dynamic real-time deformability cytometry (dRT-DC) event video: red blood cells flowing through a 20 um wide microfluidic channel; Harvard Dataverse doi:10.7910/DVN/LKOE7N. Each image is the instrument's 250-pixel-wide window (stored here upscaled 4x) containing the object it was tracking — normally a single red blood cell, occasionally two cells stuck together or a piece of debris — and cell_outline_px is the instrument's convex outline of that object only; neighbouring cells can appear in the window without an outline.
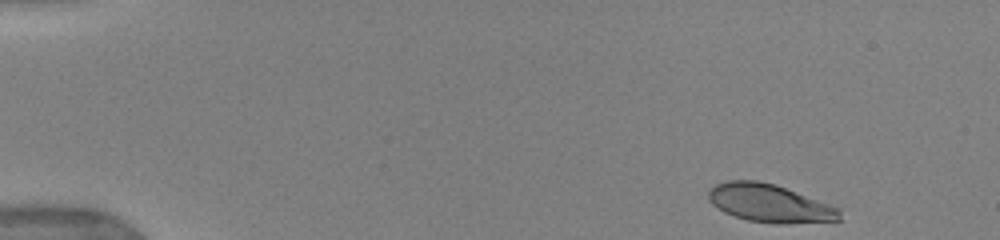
{"species": "human", "species_latin": "Homo sapiens", "temperature_condition": "warm", "stored_images_in_passage": 12, "camera_frame_rate_fps": 3000, "um_per_image_px": 0.085, "donor": {"sex": "female"}, "frame": {"image": 1, "passage_image": 1, "time_ms": 0.0, "image_size_px": [1000, 240], "cell_outline_px": [[840, 220], [784, 224], [776, 224], [748, 220], [724, 212], [712, 204], [708, 200], [708, 192], [716, 184], [728, 180], [756, 180], [776, 184], [840, 208]], "centroid_in_image_um": [65.42, 17.27], "position_along_channel_um": 19.6, "area_um2": 29.02}}
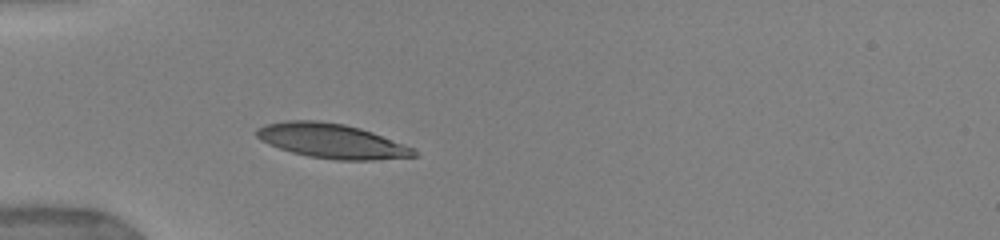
{"frame": {"image": 2, "passage_image": 9, "time_ms": 3.667, "image_size_px": [1000, 240], "cell_outline_px": [[420, 156], [372, 160], [336, 160], [308, 156], [292, 152], [268, 144], [260, 140], [256, 136], [256, 128], [264, 124], [284, 120], [316, 120], [344, 124], [360, 128], [372, 132], [412, 148]], "centroid_in_image_um": [28.14, 11.97], "position_along_channel_um": 56.9, "area_um2": 31.62}}